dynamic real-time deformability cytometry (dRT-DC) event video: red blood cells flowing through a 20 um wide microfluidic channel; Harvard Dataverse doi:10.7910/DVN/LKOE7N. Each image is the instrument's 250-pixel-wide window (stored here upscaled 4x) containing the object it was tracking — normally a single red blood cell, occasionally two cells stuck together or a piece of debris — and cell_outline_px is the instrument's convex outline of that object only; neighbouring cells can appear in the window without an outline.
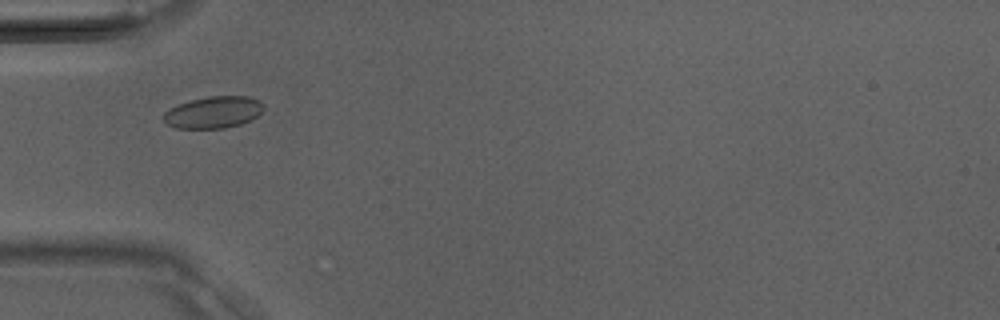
{"species": "Egyptian fruit bat (a non-hibernating species)", "species_latin": "Rousettus aegyptiacus", "temperature_condition": "room temperature", "stored_images_in_passage": 36, "camera_frame_rate_fps": 3000, "um_per_image_px": 0.085, "animal": {"sex": "male"}, "frame": {"image": 1, "passage_image": 9, "time_ms": 2.667, "image_size_px": [1000, 320], "cell_outline_px": [[264, 108], [256, 116], [240, 124], [224, 128], [176, 128], [168, 124], [164, 120], [164, 112], [180, 104], [192, 100], [208, 96], [248, 96], [264, 104]], "centroid_in_image_um": [18.15, 9.54], "position_along_channel_um": 66.9, "area_um2": 18.15}}
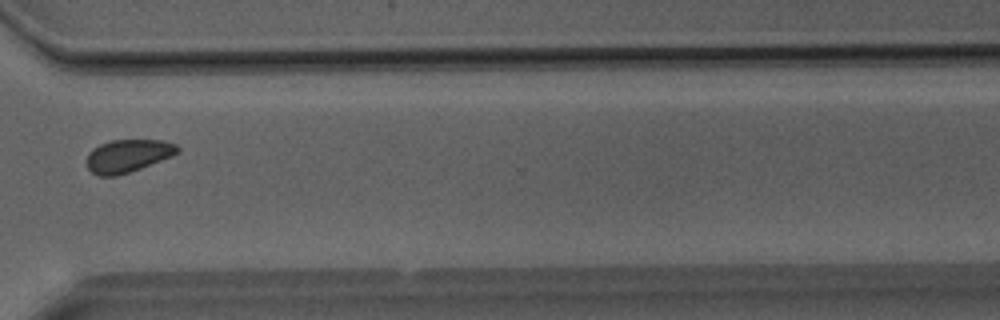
{"frame": {"image": 2, "passage_image": 26, "time_ms": 8.333, "image_size_px": [1000, 320], "cell_outline_px": [[180, 152], [172, 156], [140, 168], [116, 176], [100, 176], [92, 172], [88, 168], [88, 152], [92, 148], [100, 144], [112, 140], [164, 140], [176, 144], [180, 148]], "centroid_in_image_um": [10.89, 13.23], "position_along_channel_um": 359.7, "area_um2": 17.28}}
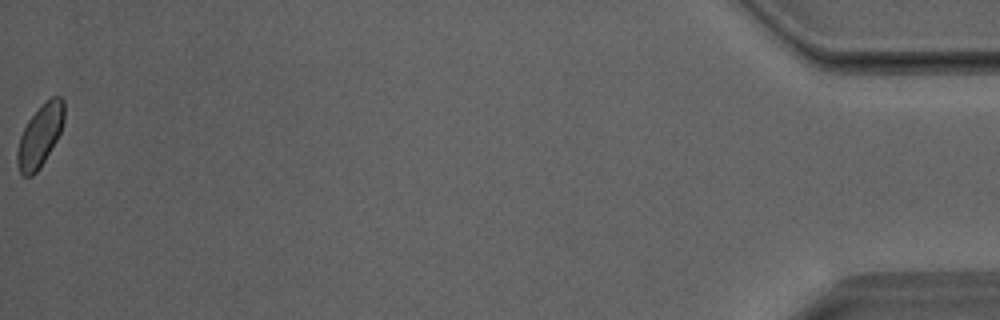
{"frame": {"image": 3, "passage_image": 36, "time_ms": 11.667, "image_size_px": [1000, 320], "cell_outline_px": [[64, 120], [60, 132], [56, 140], [40, 168], [32, 176], [24, 176], [20, 172], [16, 160], [16, 152], [20, 136], [28, 120], [52, 96], [60, 96], [64, 100]], "centroid_in_image_um": [3.39, 11.56], "position_along_channel_um": 431.8, "area_um2": 16.65}}